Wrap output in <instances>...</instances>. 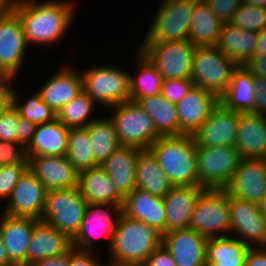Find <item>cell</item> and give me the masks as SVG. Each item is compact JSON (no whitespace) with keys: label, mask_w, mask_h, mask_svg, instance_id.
I'll return each instance as SVG.
<instances>
[{"label":"cell","mask_w":266,"mask_h":266,"mask_svg":"<svg viewBox=\"0 0 266 266\" xmlns=\"http://www.w3.org/2000/svg\"><path fill=\"white\" fill-rule=\"evenodd\" d=\"M74 6L73 2L64 0H17L13 10L22 22L28 45H53L62 39L71 27Z\"/></svg>","instance_id":"obj_1"},{"label":"cell","mask_w":266,"mask_h":266,"mask_svg":"<svg viewBox=\"0 0 266 266\" xmlns=\"http://www.w3.org/2000/svg\"><path fill=\"white\" fill-rule=\"evenodd\" d=\"M163 234L143 222L130 219L121 213L108 249L110 263L142 266L149 255L162 245Z\"/></svg>","instance_id":"obj_2"},{"label":"cell","mask_w":266,"mask_h":266,"mask_svg":"<svg viewBox=\"0 0 266 266\" xmlns=\"http://www.w3.org/2000/svg\"><path fill=\"white\" fill-rule=\"evenodd\" d=\"M149 150L173 186H199L192 135L160 136Z\"/></svg>","instance_id":"obj_3"},{"label":"cell","mask_w":266,"mask_h":266,"mask_svg":"<svg viewBox=\"0 0 266 266\" xmlns=\"http://www.w3.org/2000/svg\"><path fill=\"white\" fill-rule=\"evenodd\" d=\"M198 0H162L142 44L188 40Z\"/></svg>","instance_id":"obj_4"},{"label":"cell","mask_w":266,"mask_h":266,"mask_svg":"<svg viewBox=\"0 0 266 266\" xmlns=\"http://www.w3.org/2000/svg\"><path fill=\"white\" fill-rule=\"evenodd\" d=\"M237 66L217 46H198L193 54L191 79L195 86L220 98L227 90Z\"/></svg>","instance_id":"obj_5"},{"label":"cell","mask_w":266,"mask_h":266,"mask_svg":"<svg viewBox=\"0 0 266 266\" xmlns=\"http://www.w3.org/2000/svg\"><path fill=\"white\" fill-rule=\"evenodd\" d=\"M188 228L207 238L229 236L231 221L226 189L206 188L201 193Z\"/></svg>","instance_id":"obj_6"},{"label":"cell","mask_w":266,"mask_h":266,"mask_svg":"<svg viewBox=\"0 0 266 266\" xmlns=\"http://www.w3.org/2000/svg\"><path fill=\"white\" fill-rule=\"evenodd\" d=\"M88 202L77 187L48 190L42 222L73 238L85 217Z\"/></svg>","instance_id":"obj_7"},{"label":"cell","mask_w":266,"mask_h":266,"mask_svg":"<svg viewBox=\"0 0 266 266\" xmlns=\"http://www.w3.org/2000/svg\"><path fill=\"white\" fill-rule=\"evenodd\" d=\"M199 186L225 189L241 161L234 146L205 147L196 145Z\"/></svg>","instance_id":"obj_8"},{"label":"cell","mask_w":266,"mask_h":266,"mask_svg":"<svg viewBox=\"0 0 266 266\" xmlns=\"http://www.w3.org/2000/svg\"><path fill=\"white\" fill-rule=\"evenodd\" d=\"M113 107L115 112L110 119L115 125L121 145L149 149L160 137L152 119L136 102L127 101Z\"/></svg>","instance_id":"obj_9"},{"label":"cell","mask_w":266,"mask_h":266,"mask_svg":"<svg viewBox=\"0 0 266 266\" xmlns=\"http://www.w3.org/2000/svg\"><path fill=\"white\" fill-rule=\"evenodd\" d=\"M83 90L104 106H115L130 101L129 76L125 71L113 66H102L82 71Z\"/></svg>","instance_id":"obj_10"},{"label":"cell","mask_w":266,"mask_h":266,"mask_svg":"<svg viewBox=\"0 0 266 266\" xmlns=\"http://www.w3.org/2000/svg\"><path fill=\"white\" fill-rule=\"evenodd\" d=\"M140 50L158 69L163 79L191 78L196 46L189 40L141 44Z\"/></svg>","instance_id":"obj_11"},{"label":"cell","mask_w":266,"mask_h":266,"mask_svg":"<svg viewBox=\"0 0 266 266\" xmlns=\"http://www.w3.org/2000/svg\"><path fill=\"white\" fill-rule=\"evenodd\" d=\"M27 42L22 22L12 10L0 15V74L4 78H16L23 65Z\"/></svg>","instance_id":"obj_12"},{"label":"cell","mask_w":266,"mask_h":266,"mask_svg":"<svg viewBox=\"0 0 266 266\" xmlns=\"http://www.w3.org/2000/svg\"><path fill=\"white\" fill-rule=\"evenodd\" d=\"M106 206V207H105ZM111 207L112 212L108 211ZM104 208V209H103ZM107 209V210H106ZM122 213L120 205L117 204H88L85 217L81 223L78 233L72 238L73 248L84 251H94L96 247L94 237H108L110 248L118 219ZM96 230V231H95Z\"/></svg>","instance_id":"obj_13"},{"label":"cell","mask_w":266,"mask_h":266,"mask_svg":"<svg viewBox=\"0 0 266 266\" xmlns=\"http://www.w3.org/2000/svg\"><path fill=\"white\" fill-rule=\"evenodd\" d=\"M230 233L249 246L266 244V217L257 203L242 200L229 194ZM238 236V237H237Z\"/></svg>","instance_id":"obj_14"},{"label":"cell","mask_w":266,"mask_h":266,"mask_svg":"<svg viewBox=\"0 0 266 266\" xmlns=\"http://www.w3.org/2000/svg\"><path fill=\"white\" fill-rule=\"evenodd\" d=\"M240 112L225 108L220 102L211 115L192 134L195 144L205 147L234 146Z\"/></svg>","instance_id":"obj_15"},{"label":"cell","mask_w":266,"mask_h":266,"mask_svg":"<svg viewBox=\"0 0 266 266\" xmlns=\"http://www.w3.org/2000/svg\"><path fill=\"white\" fill-rule=\"evenodd\" d=\"M47 191L37 177L27 169L13 188L9 200H6L7 207L2 213L41 220Z\"/></svg>","instance_id":"obj_16"},{"label":"cell","mask_w":266,"mask_h":266,"mask_svg":"<svg viewBox=\"0 0 266 266\" xmlns=\"http://www.w3.org/2000/svg\"><path fill=\"white\" fill-rule=\"evenodd\" d=\"M207 240V237L187 228L165 233L162 245L177 266H207Z\"/></svg>","instance_id":"obj_17"},{"label":"cell","mask_w":266,"mask_h":266,"mask_svg":"<svg viewBox=\"0 0 266 266\" xmlns=\"http://www.w3.org/2000/svg\"><path fill=\"white\" fill-rule=\"evenodd\" d=\"M28 169L47 190L78 185L79 171L66 156H28Z\"/></svg>","instance_id":"obj_18"},{"label":"cell","mask_w":266,"mask_h":266,"mask_svg":"<svg viewBox=\"0 0 266 266\" xmlns=\"http://www.w3.org/2000/svg\"><path fill=\"white\" fill-rule=\"evenodd\" d=\"M225 189L230 195L258 204L266 194V159H241Z\"/></svg>","instance_id":"obj_19"},{"label":"cell","mask_w":266,"mask_h":266,"mask_svg":"<svg viewBox=\"0 0 266 266\" xmlns=\"http://www.w3.org/2000/svg\"><path fill=\"white\" fill-rule=\"evenodd\" d=\"M219 102V98L212 92L194 86L175 104L179 120V135H192L210 117Z\"/></svg>","instance_id":"obj_20"},{"label":"cell","mask_w":266,"mask_h":266,"mask_svg":"<svg viewBox=\"0 0 266 266\" xmlns=\"http://www.w3.org/2000/svg\"><path fill=\"white\" fill-rule=\"evenodd\" d=\"M0 233L10 260L16 266H27V250L34 226L40 221L32 217L1 213Z\"/></svg>","instance_id":"obj_21"},{"label":"cell","mask_w":266,"mask_h":266,"mask_svg":"<svg viewBox=\"0 0 266 266\" xmlns=\"http://www.w3.org/2000/svg\"><path fill=\"white\" fill-rule=\"evenodd\" d=\"M202 186H173L163 198L165 208V233L173 230L187 229L191 214L201 193Z\"/></svg>","instance_id":"obj_22"},{"label":"cell","mask_w":266,"mask_h":266,"mask_svg":"<svg viewBox=\"0 0 266 266\" xmlns=\"http://www.w3.org/2000/svg\"><path fill=\"white\" fill-rule=\"evenodd\" d=\"M73 249V239L65 232L41 220L34 226L27 250V266L35 262L69 253Z\"/></svg>","instance_id":"obj_23"},{"label":"cell","mask_w":266,"mask_h":266,"mask_svg":"<svg viewBox=\"0 0 266 266\" xmlns=\"http://www.w3.org/2000/svg\"><path fill=\"white\" fill-rule=\"evenodd\" d=\"M83 91V77L70 66L62 67L41 86L42 100L56 113Z\"/></svg>","instance_id":"obj_24"},{"label":"cell","mask_w":266,"mask_h":266,"mask_svg":"<svg viewBox=\"0 0 266 266\" xmlns=\"http://www.w3.org/2000/svg\"><path fill=\"white\" fill-rule=\"evenodd\" d=\"M235 148L242 159H266V116L240 113Z\"/></svg>","instance_id":"obj_25"},{"label":"cell","mask_w":266,"mask_h":266,"mask_svg":"<svg viewBox=\"0 0 266 266\" xmlns=\"http://www.w3.org/2000/svg\"><path fill=\"white\" fill-rule=\"evenodd\" d=\"M121 209L126 217L143 222L165 234L163 198L153 196L137 187L124 197Z\"/></svg>","instance_id":"obj_26"},{"label":"cell","mask_w":266,"mask_h":266,"mask_svg":"<svg viewBox=\"0 0 266 266\" xmlns=\"http://www.w3.org/2000/svg\"><path fill=\"white\" fill-rule=\"evenodd\" d=\"M77 188L88 204H117L122 207L124 196L100 165L80 171Z\"/></svg>","instance_id":"obj_27"},{"label":"cell","mask_w":266,"mask_h":266,"mask_svg":"<svg viewBox=\"0 0 266 266\" xmlns=\"http://www.w3.org/2000/svg\"><path fill=\"white\" fill-rule=\"evenodd\" d=\"M141 150L136 146L121 145L100 165L124 197L137 188L135 166Z\"/></svg>","instance_id":"obj_28"},{"label":"cell","mask_w":266,"mask_h":266,"mask_svg":"<svg viewBox=\"0 0 266 266\" xmlns=\"http://www.w3.org/2000/svg\"><path fill=\"white\" fill-rule=\"evenodd\" d=\"M69 131L57 118L36 125L32 141L26 147L27 156H66Z\"/></svg>","instance_id":"obj_29"},{"label":"cell","mask_w":266,"mask_h":266,"mask_svg":"<svg viewBox=\"0 0 266 266\" xmlns=\"http://www.w3.org/2000/svg\"><path fill=\"white\" fill-rule=\"evenodd\" d=\"M254 76L245 65H238L232 72V78L220 103L229 110L240 113H254L255 108Z\"/></svg>","instance_id":"obj_30"},{"label":"cell","mask_w":266,"mask_h":266,"mask_svg":"<svg viewBox=\"0 0 266 266\" xmlns=\"http://www.w3.org/2000/svg\"><path fill=\"white\" fill-rule=\"evenodd\" d=\"M257 38L258 34L256 32L243 30L226 23L222 27L216 46L237 65H246L254 57Z\"/></svg>","instance_id":"obj_31"},{"label":"cell","mask_w":266,"mask_h":266,"mask_svg":"<svg viewBox=\"0 0 266 266\" xmlns=\"http://www.w3.org/2000/svg\"><path fill=\"white\" fill-rule=\"evenodd\" d=\"M135 172L137 187L153 196L164 198L173 187L149 149L139 152Z\"/></svg>","instance_id":"obj_32"},{"label":"cell","mask_w":266,"mask_h":266,"mask_svg":"<svg viewBox=\"0 0 266 266\" xmlns=\"http://www.w3.org/2000/svg\"><path fill=\"white\" fill-rule=\"evenodd\" d=\"M223 25L204 0H198L191 17L188 40L196 47L216 46Z\"/></svg>","instance_id":"obj_33"},{"label":"cell","mask_w":266,"mask_h":266,"mask_svg":"<svg viewBox=\"0 0 266 266\" xmlns=\"http://www.w3.org/2000/svg\"><path fill=\"white\" fill-rule=\"evenodd\" d=\"M135 102L152 119L154 127L160 136L179 135L176 106L161 93L152 97L137 99Z\"/></svg>","instance_id":"obj_34"},{"label":"cell","mask_w":266,"mask_h":266,"mask_svg":"<svg viewBox=\"0 0 266 266\" xmlns=\"http://www.w3.org/2000/svg\"><path fill=\"white\" fill-rule=\"evenodd\" d=\"M250 246L229 236L208 238L207 266H244Z\"/></svg>","instance_id":"obj_35"},{"label":"cell","mask_w":266,"mask_h":266,"mask_svg":"<svg viewBox=\"0 0 266 266\" xmlns=\"http://www.w3.org/2000/svg\"><path fill=\"white\" fill-rule=\"evenodd\" d=\"M138 74L137 78L129 76L130 101L152 97L161 93L163 78L158 69L139 50L137 54Z\"/></svg>","instance_id":"obj_36"},{"label":"cell","mask_w":266,"mask_h":266,"mask_svg":"<svg viewBox=\"0 0 266 266\" xmlns=\"http://www.w3.org/2000/svg\"><path fill=\"white\" fill-rule=\"evenodd\" d=\"M90 135L95 160L101 165L120 146L113 121L109 118H96L86 126Z\"/></svg>","instance_id":"obj_37"},{"label":"cell","mask_w":266,"mask_h":266,"mask_svg":"<svg viewBox=\"0 0 266 266\" xmlns=\"http://www.w3.org/2000/svg\"><path fill=\"white\" fill-rule=\"evenodd\" d=\"M66 157L79 172L100 165L95 160L90 135L86 127L70 128Z\"/></svg>","instance_id":"obj_38"},{"label":"cell","mask_w":266,"mask_h":266,"mask_svg":"<svg viewBox=\"0 0 266 266\" xmlns=\"http://www.w3.org/2000/svg\"><path fill=\"white\" fill-rule=\"evenodd\" d=\"M94 105L95 101L83 90L61 108L57 119L68 128L86 127L96 120L94 117L89 120Z\"/></svg>","instance_id":"obj_39"},{"label":"cell","mask_w":266,"mask_h":266,"mask_svg":"<svg viewBox=\"0 0 266 266\" xmlns=\"http://www.w3.org/2000/svg\"><path fill=\"white\" fill-rule=\"evenodd\" d=\"M13 89L12 105L20 117L29 120L36 125L51 122L57 118V113L49 107L37 91L25 103H19L18 92Z\"/></svg>","instance_id":"obj_40"},{"label":"cell","mask_w":266,"mask_h":266,"mask_svg":"<svg viewBox=\"0 0 266 266\" xmlns=\"http://www.w3.org/2000/svg\"><path fill=\"white\" fill-rule=\"evenodd\" d=\"M230 24L258 33L266 26V9L243 2L235 12Z\"/></svg>","instance_id":"obj_41"},{"label":"cell","mask_w":266,"mask_h":266,"mask_svg":"<svg viewBox=\"0 0 266 266\" xmlns=\"http://www.w3.org/2000/svg\"><path fill=\"white\" fill-rule=\"evenodd\" d=\"M28 169V164H9L0 168V200L10 198L13 188Z\"/></svg>","instance_id":"obj_42"},{"label":"cell","mask_w":266,"mask_h":266,"mask_svg":"<svg viewBox=\"0 0 266 266\" xmlns=\"http://www.w3.org/2000/svg\"><path fill=\"white\" fill-rule=\"evenodd\" d=\"M194 86L191 78L163 79L161 94L171 103L177 104Z\"/></svg>","instance_id":"obj_43"},{"label":"cell","mask_w":266,"mask_h":266,"mask_svg":"<svg viewBox=\"0 0 266 266\" xmlns=\"http://www.w3.org/2000/svg\"><path fill=\"white\" fill-rule=\"evenodd\" d=\"M0 162L3 165L28 164L26 147L18 141H0Z\"/></svg>","instance_id":"obj_44"},{"label":"cell","mask_w":266,"mask_h":266,"mask_svg":"<svg viewBox=\"0 0 266 266\" xmlns=\"http://www.w3.org/2000/svg\"><path fill=\"white\" fill-rule=\"evenodd\" d=\"M19 117L13 105L0 113V141H18Z\"/></svg>","instance_id":"obj_45"},{"label":"cell","mask_w":266,"mask_h":266,"mask_svg":"<svg viewBox=\"0 0 266 266\" xmlns=\"http://www.w3.org/2000/svg\"><path fill=\"white\" fill-rule=\"evenodd\" d=\"M223 24L230 23L242 0H204Z\"/></svg>","instance_id":"obj_46"},{"label":"cell","mask_w":266,"mask_h":266,"mask_svg":"<svg viewBox=\"0 0 266 266\" xmlns=\"http://www.w3.org/2000/svg\"><path fill=\"white\" fill-rule=\"evenodd\" d=\"M96 255L98 257L96 251H84L73 248L68 253V266H104L96 258Z\"/></svg>","instance_id":"obj_47"},{"label":"cell","mask_w":266,"mask_h":266,"mask_svg":"<svg viewBox=\"0 0 266 266\" xmlns=\"http://www.w3.org/2000/svg\"><path fill=\"white\" fill-rule=\"evenodd\" d=\"M142 266H177L174 259L163 246L156 248Z\"/></svg>","instance_id":"obj_48"},{"label":"cell","mask_w":266,"mask_h":266,"mask_svg":"<svg viewBox=\"0 0 266 266\" xmlns=\"http://www.w3.org/2000/svg\"><path fill=\"white\" fill-rule=\"evenodd\" d=\"M255 108L254 113L266 116V77H254Z\"/></svg>","instance_id":"obj_49"},{"label":"cell","mask_w":266,"mask_h":266,"mask_svg":"<svg viewBox=\"0 0 266 266\" xmlns=\"http://www.w3.org/2000/svg\"><path fill=\"white\" fill-rule=\"evenodd\" d=\"M36 124L22 117L18 118V142L27 147L32 141Z\"/></svg>","instance_id":"obj_50"},{"label":"cell","mask_w":266,"mask_h":266,"mask_svg":"<svg viewBox=\"0 0 266 266\" xmlns=\"http://www.w3.org/2000/svg\"><path fill=\"white\" fill-rule=\"evenodd\" d=\"M14 78H3L0 81V113L12 106L13 89L10 85ZM10 83V84H9Z\"/></svg>","instance_id":"obj_51"},{"label":"cell","mask_w":266,"mask_h":266,"mask_svg":"<svg viewBox=\"0 0 266 266\" xmlns=\"http://www.w3.org/2000/svg\"><path fill=\"white\" fill-rule=\"evenodd\" d=\"M244 266H266V247L250 246L245 258Z\"/></svg>","instance_id":"obj_52"},{"label":"cell","mask_w":266,"mask_h":266,"mask_svg":"<svg viewBox=\"0 0 266 266\" xmlns=\"http://www.w3.org/2000/svg\"><path fill=\"white\" fill-rule=\"evenodd\" d=\"M245 66L254 77H266V55L252 57Z\"/></svg>","instance_id":"obj_53"},{"label":"cell","mask_w":266,"mask_h":266,"mask_svg":"<svg viewBox=\"0 0 266 266\" xmlns=\"http://www.w3.org/2000/svg\"><path fill=\"white\" fill-rule=\"evenodd\" d=\"M31 266H68V253L39 260Z\"/></svg>","instance_id":"obj_54"},{"label":"cell","mask_w":266,"mask_h":266,"mask_svg":"<svg viewBox=\"0 0 266 266\" xmlns=\"http://www.w3.org/2000/svg\"><path fill=\"white\" fill-rule=\"evenodd\" d=\"M257 34V47L254 53V57L266 55V26Z\"/></svg>","instance_id":"obj_55"},{"label":"cell","mask_w":266,"mask_h":266,"mask_svg":"<svg viewBox=\"0 0 266 266\" xmlns=\"http://www.w3.org/2000/svg\"><path fill=\"white\" fill-rule=\"evenodd\" d=\"M0 266H16L11 260L3 244L1 233H0Z\"/></svg>","instance_id":"obj_56"},{"label":"cell","mask_w":266,"mask_h":266,"mask_svg":"<svg viewBox=\"0 0 266 266\" xmlns=\"http://www.w3.org/2000/svg\"><path fill=\"white\" fill-rule=\"evenodd\" d=\"M17 0H0V15L14 9Z\"/></svg>","instance_id":"obj_57"},{"label":"cell","mask_w":266,"mask_h":266,"mask_svg":"<svg viewBox=\"0 0 266 266\" xmlns=\"http://www.w3.org/2000/svg\"><path fill=\"white\" fill-rule=\"evenodd\" d=\"M244 3H248L250 5H256L257 7L266 9V0H242Z\"/></svg>","instance_id":"obj_58"},{"label":"cell","mask_w":266,"mask_h":266,"mask_svg":"<svg viewBox=\"0 0 266 266\" xmlns=\"http://www.w3.org/2000/svg\"><path fill=\"white\" fill-rule=\"evenodd\" d=\"M258 206L261 213L266 217V194L262 197L258 203Z\"/></svg>","instance_id":"obj_59"},{"label":"cell","mask_w":266,"mask_h":266,"mask_svg":"<svg viewBox=\"0 0 266 266\" xmlns=\"http://www.w3.org/2000/svg\"><path fill=\"white\" fill-rule=\"evenodd\" d=\"M104 266H128V265H115V264H111V263H106V264H104Z\"/></svg>","instance_id":"obj_60"},{"label":"cell","mask_w":266,"mask_h":266,"mask_svg":"<svg viewBox=\"0 0 266 266\" xmlns=\"http://www.w3.org/2000/svg\"><path fill=\"white\" fill-rule=\"evenodd\" d=\"M4 77L0 74V81L3 79Z\"/></svg>","instance_id":"obj_61"}]
</instances>
